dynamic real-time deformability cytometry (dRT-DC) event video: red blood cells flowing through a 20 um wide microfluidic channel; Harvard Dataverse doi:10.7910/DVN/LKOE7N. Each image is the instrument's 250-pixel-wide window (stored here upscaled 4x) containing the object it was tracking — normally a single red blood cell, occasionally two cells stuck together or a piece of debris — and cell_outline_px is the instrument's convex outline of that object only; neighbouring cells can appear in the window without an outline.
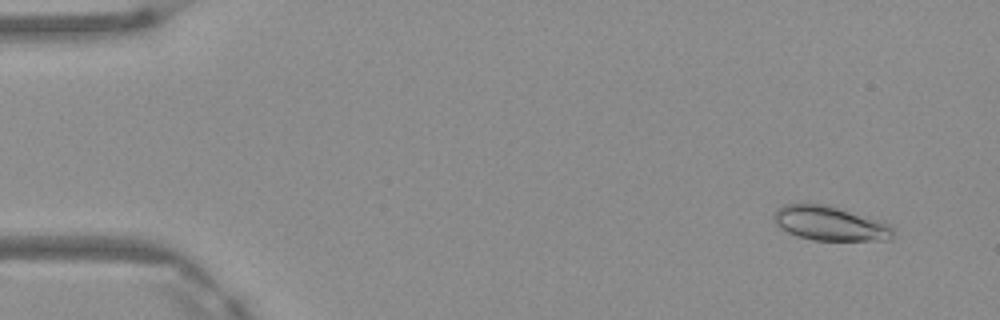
{"species": "Egyptian fruit bat (a non-hibernating species)", "species_latin": "Rousettus aegyptiacus", "temperature_condition": "warm", "stored_images_in_passage": 4, "camera_frame_rate_fps": 3000, "um_per_image_px": 0.085, "frame": {"image": 1, "passage_image": 1, "time_ms": 0.0, "image_size_px": [1000, 320], "cell_outline_px": [[896, 228], [892, 236], [888, 240], [812, 240], [788, 232], [780, 228], [772, 220], [772, 216], [784, 204], [828, 204], [880, 220], [892, 224]], "centroid_in_image_um": [70.59, 18.98], "position_along_channel_um": 14.4, "area_um2": 24.04}}